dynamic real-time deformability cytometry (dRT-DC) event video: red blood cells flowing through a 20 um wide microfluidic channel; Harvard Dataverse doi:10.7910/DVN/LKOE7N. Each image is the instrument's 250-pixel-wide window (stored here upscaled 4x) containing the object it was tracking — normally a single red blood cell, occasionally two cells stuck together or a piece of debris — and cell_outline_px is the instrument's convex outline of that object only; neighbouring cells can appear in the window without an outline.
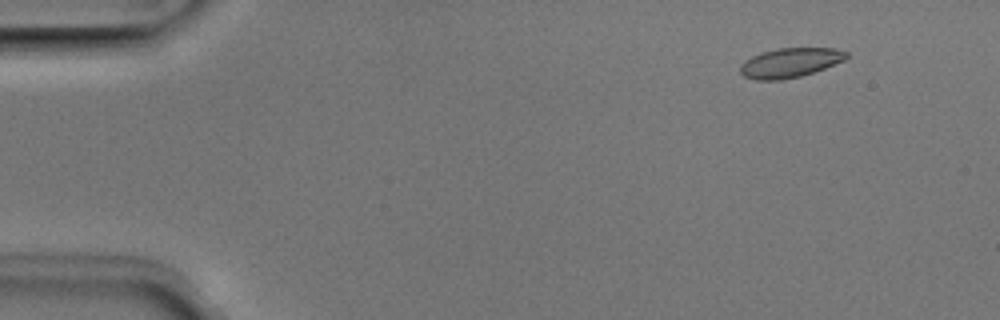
{"species": "Egyptian fruit bat (a non-hibernating species)", "species_latin": "Rousettus aegyptiacus", "temperature_condition": "room temperature", "stored_images_in_passage": 52, "camera_frame_rate_fps": 3000, "um_per_image_px": 0.085, "animal": {"sex": "male"}, "frame": {"image": 1, "passage_image": 6, "time_ms": 1.667, "image_size_px": [1000, 320], "cell_outline_px": [[848, 56], [844, 60], [824, 68], [800, 76], [780, 80], [756, 80], [744, 76], [740, 72], [740, 64], [744, 60], [752, 56], [776, 48], [836, 48], [848, 52]], "centroid_in_image_um": [67.14, 5.32], "position_along_channel_um": 17.9, "area_um2": 18.15}}
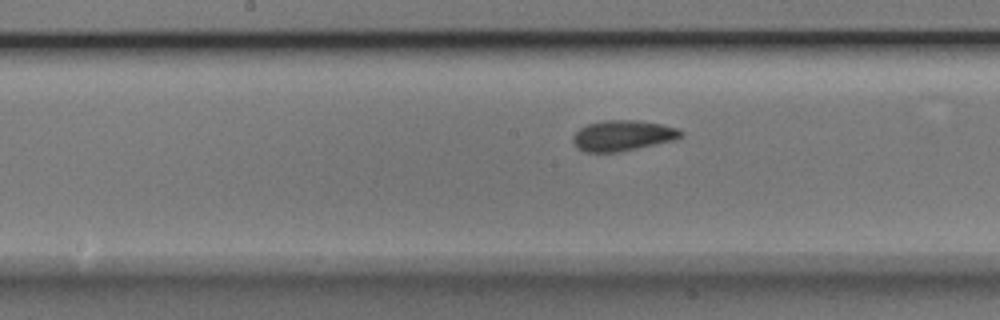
{"frame": {"image": 2, "passage_image": 27, "time_ms": 8.667, "image_size_px": [1000, 320], "cell_outline_px": [[684, 136], [676, 140], [616, 152], [584, 152], [576, 148], [572, 144], [572, 136], [580, 128], [588, 124], [604, 120], [636, 120], [660, 124], [676, 128], [684, 132]], "centroid_in_image_um": [52.91, 11.53], "position_along_channel_um": 195.3, "area_um2": 19.31}}
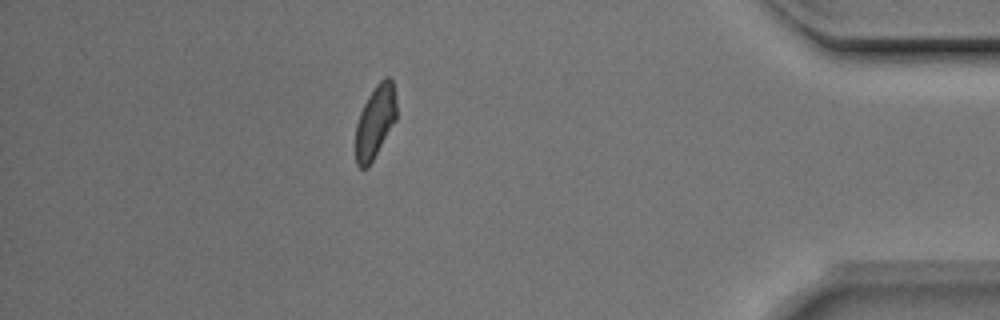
{"frame": {"image": 3, "passage_image": 46, "time_ms": 15.0, "image_size_px": [1000, 320], "cell_outline_px": [[396, 120], [368, 168], [360, 168], [356, 164], [356, 124], [360, 112], [368, 96], [376, 84], [384, 76], [388, 76], [392, 80], [396, 104]], "centroid_in_image_um": [31.89, 10.34], "position_along_channel_um": 403.3, "area_um2": 17.28}, "authors_computed_cell_mechanics": {"area_um2": 18.5827, "velocity_mm_per_s": 3.9553, "shape_relaxation_time_tau1_ms": 2.983, "shape_relaxation_time_tau2_ms": 2.1516, "deformation_change_tau1": 0.1247, "deformation_change_tau2": 0.0827}}